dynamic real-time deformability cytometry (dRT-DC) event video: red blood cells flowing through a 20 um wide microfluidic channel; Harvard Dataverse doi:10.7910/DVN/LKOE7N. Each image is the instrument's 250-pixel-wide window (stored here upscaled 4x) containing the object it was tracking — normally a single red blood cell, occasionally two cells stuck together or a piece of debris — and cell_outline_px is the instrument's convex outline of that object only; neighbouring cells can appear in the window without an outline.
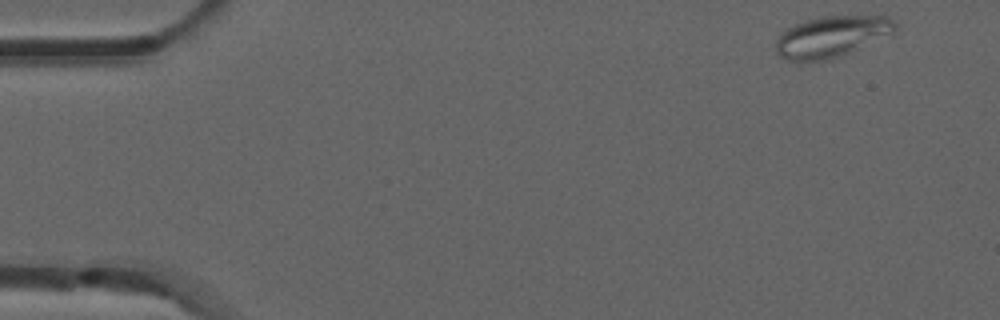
{"species": "common noctule bat (a hibernating species)", "species_latin": "Nyctalus noctula", "temperature_condition": "room temperature", "stored_images_in_passage": 50, "camera_frame_rate_fps": 3000, "um_per_image_px": 0.085, "animal": {"sex": "male", "forearm_length_mm": 52.5}, "frame": {"image": 1, "passage_image": 1, "time_ms": 0.0, "image_size_px": [1000, 320], "cell_outline_px": [[896, 28], [892, 32], [848, 52], [828, 60], [788, 60], [780, 56], [776, 52], [776, 40], [780, 32], [804, 20], [820, 16], [888, 16], [896, 24]], "centroid_in_image_um": [70.61, 3.09], "position_along_channel_um": 14.4, "area_um2": 27.92}}
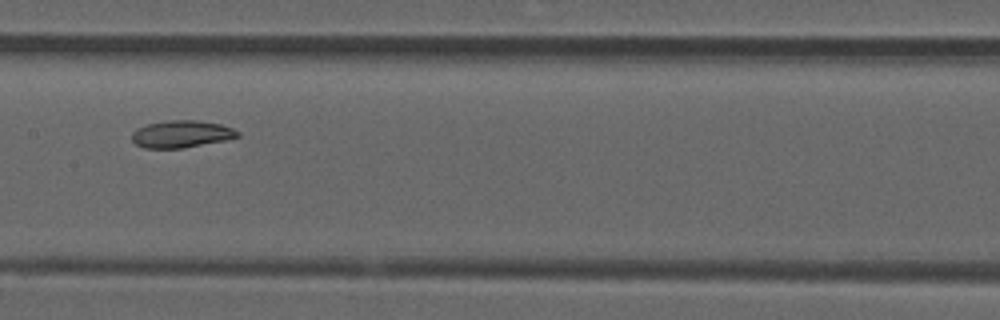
{"frame": {"image": 2, "passage_image": 24, "time_ms": 7.667, "image_size_px": [1000, 320], "cell_outline_px": [[240, 136], [224, 140], [184, 148], [144, 148], [136, 144], [132, 140], [132, 132], [136, 128], [148, 124], [168, 120], [196, 120], [220, 124], [232, 128], [240, 132]], "centroid_in_image_um": [15.4, 11.39], "position_along_channel_um": 192.0, "area_um2": 16.7}}
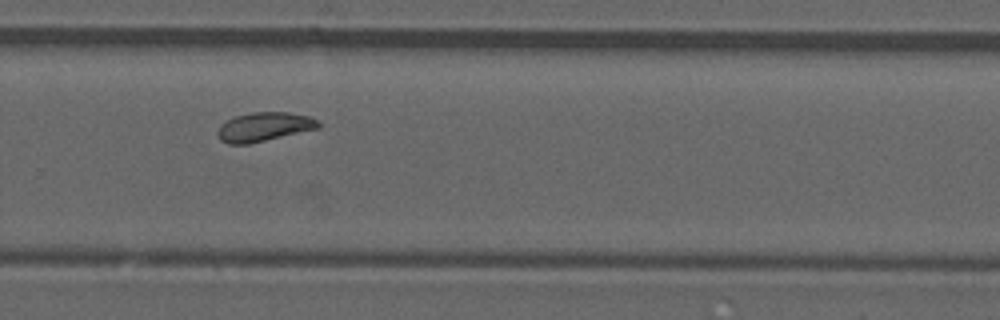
{"frame": {"image": 3, "passage_image": 33, "time_ms": 10.667, "image_size_px": [1000, 320], "cell_outline_px": [[320, 128], [248, 144], [228, 144], [220, 140], [216, 132], [220, 124], [236, 116], [252, 112], [288, 112], [308, 116], [316, 120], [320, 124]], "centroid_in_image_um": [22.42, 10.78], "position_along_channel_um": 307.4, "area_um2": 16.99}, "authors_computed_cell_mechanics": {"area_um2": 17.4845, "velocity_mm_per_s": 3.8691, "shape_relaxation_time_tau1_ms": null, "shape_relaxation_time_tau2_ms": 7.8836, "deformation_change_tau1": null, "deformation_change_tau2": 0.1267}}